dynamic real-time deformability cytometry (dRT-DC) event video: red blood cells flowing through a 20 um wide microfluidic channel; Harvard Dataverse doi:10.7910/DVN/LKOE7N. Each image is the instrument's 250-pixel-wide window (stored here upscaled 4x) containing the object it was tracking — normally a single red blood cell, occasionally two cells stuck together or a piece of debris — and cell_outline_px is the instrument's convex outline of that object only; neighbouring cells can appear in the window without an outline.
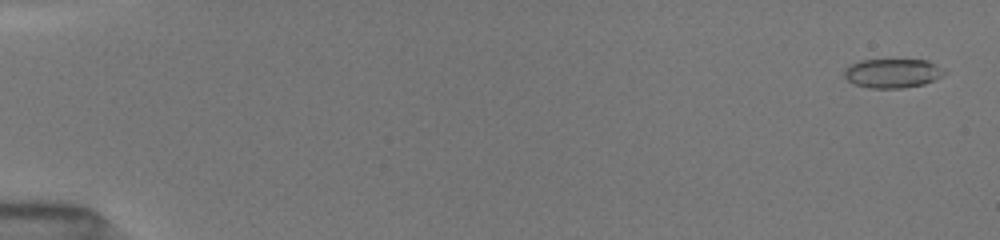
{"species": "common noctule bat (a hibernating species)", "species_latin": "Nyctalus noctula", "temperature_condition": "room temperature", "stored_images_in_passage": 33, "camera_frame_rate_fps": 3000, "um_per_image_px": 0.085, "animal": {"sex": "female", "body_mass_g": 19.5, "forearm_length_mm": 54.1}, "frame": {"image": 1, "passage_image": 1, "time_ms": 0.0, "image_size_px": [1000, 240], "cell_outline_px": [[948, 72], [924, 84], [900, 88], [868, 88], [852, 84], [844, 76], [844, 68], [860, 60], [928, 60], [944, 68]], "centroid_in_image_um": [75.85, 6.22], "position_along_channel_um": 9.1, "area_um2": 17.05}}
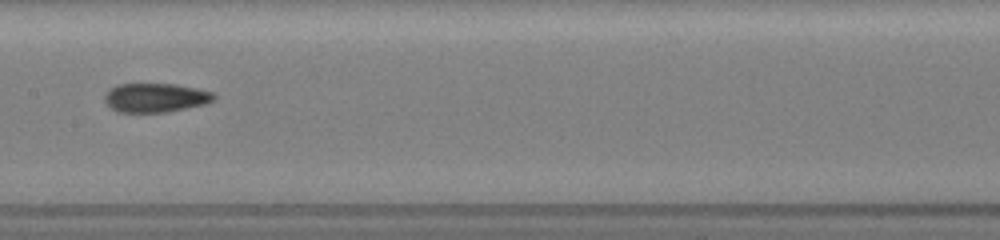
{"frame": {"image": 2, "passage_image": 18, "time_ms": 8.667, "image_size_px": [1000, 240], "cell_outline_px": [[216, 100], [208, 104], [168, 112], [116, 112], [104, 100], [104, 96], [108, 88], [116, 84], [172, 84], [196, 88], [212, 92], [216, 96]], "centroid_in_image_um": [13.23, 8.31], "position_along_channel_um": 194.2, "area_um2": 18.73}}
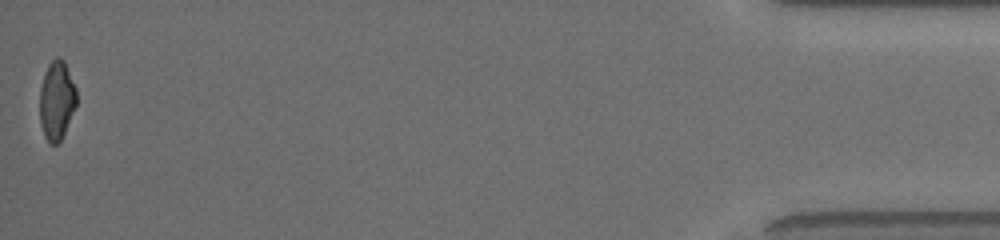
{"frame": {"image": 3, "passage_image": 33, "time_ms": 16.667, "image_size_px": [1000, 240], "cell_outline_px": [[76, 104], [64, 132], [60, 140], [56, 144], [48, 144], [44, 136], [40, 124], [40, 88], [44, 72], [48, 64], [56, 56], [60, 56], [64, 60], [76, 88]], "centroid_in_image_um": [4.8, 8.5], "position_along_channel_um": 430.4, "area_um2": 16.94}, "authors_computed_cell_mechanics": {"area_um2": 17.7446, "velocity_mm_per_s": 4.0176, "shape_relaxation_time_tau1_ms": 10.317, "shape_relaxation_time_tau2_ms": 2.4998, "deformation_change_tau1": 0.2364, "deformation_change_tau2": 0.092}}